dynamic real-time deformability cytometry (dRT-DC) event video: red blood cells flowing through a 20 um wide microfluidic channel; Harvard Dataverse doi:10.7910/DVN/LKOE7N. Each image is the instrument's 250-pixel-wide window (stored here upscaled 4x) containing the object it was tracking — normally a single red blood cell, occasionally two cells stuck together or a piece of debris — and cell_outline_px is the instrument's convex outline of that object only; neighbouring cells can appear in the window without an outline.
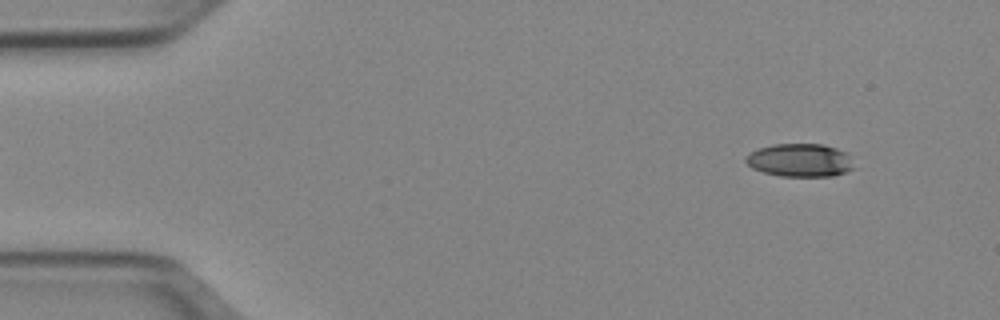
{"species": "Egyptian fruit bat (a non-hibernating species)", "species_latin": "Rousettus aegyptiacus", "temperature_condition": "cold", "stored_images_in_passage": 51, "camera_frame_rate_fps": 3000, "um_per_image_px": 0.085, "animal": {"sex": "female"}, "frame": {"image": 1, "passage_image": 5, "time_ms": 1.333, "image_size_px": [1000, 320], "cell_outline_px": [[856, 168], [832, 176], [780, 176], [764, 172], [752, 168], [744, 160], [744, 156], [760, 148], [772, 144], [824, 144], [848, 152]], "centroid_in_image_um": [68.03, 13.61], "position_along_channel_um": 17.0, "area_um2": 21.04}}
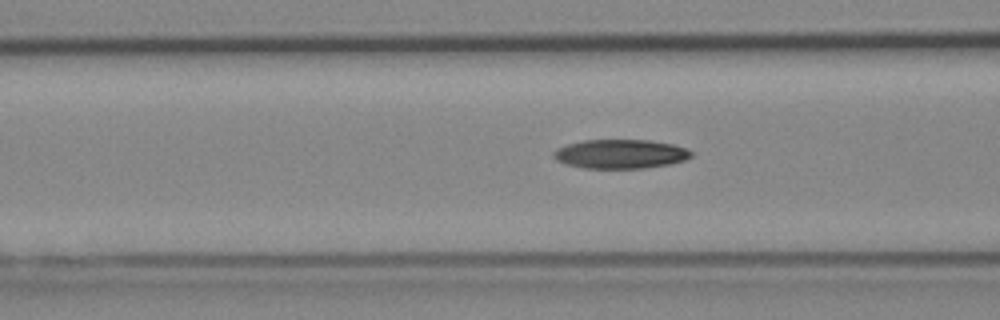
{"frame": {"image": 2, "passage_image": 20, "time_ms": 6.333, "image_size_px": [1000, 320], "cell_outline_px": [[696, 152], [692, 156], [684, 160], [672, 164], [644, 168], [584, 168], [564, 164], [556, 160], [552, 156], [552, 152], [556, 148], [568, 144], [584, 140], [648, 140], [672, 144], [688, 148]], "centroid_in_image_um": [52.75, 13.09], "position_along_channel_um": 113.8, "area_um2": 23.64}}
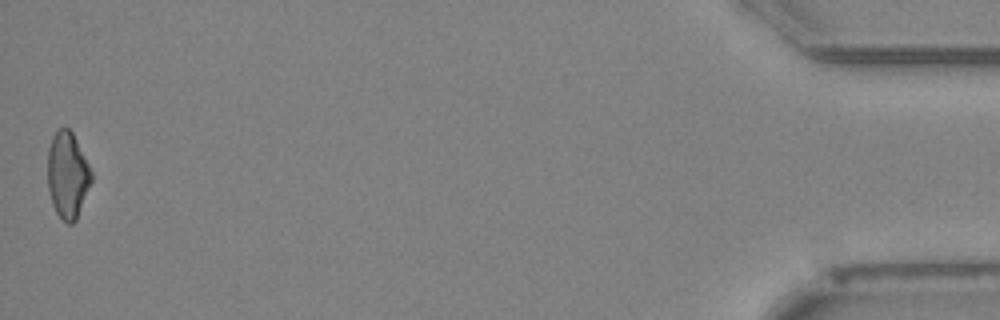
{"frame": {"image": 3, "passage_image": 51, "time_ms": 16.667, "image_size_px": [1000, 320], "cell_outline_px": [[92, 180], [76, 220], [72, 224], [68, 224], [56, 212], [52, 204], [48, 188], [48, 148], [52, 136], [60, 128], [68, 128], [72, 132], [92, 172]], "centroid_in_image_um": [5.73, 14.89], "position_along_channel_um": 429.5, "area_um2": 21.73}, "authors_computed_cell_mechanics": {"area_um2": 22.8888, "velocity_mm_per_s": 3.9684, "shape_relaxation_time_tau1_ms": 6.1665, "shape_relaxation_time_tau2_ms": null, "deformation_change_tau1": 0.1634, "deformation_change_tau2": null}}